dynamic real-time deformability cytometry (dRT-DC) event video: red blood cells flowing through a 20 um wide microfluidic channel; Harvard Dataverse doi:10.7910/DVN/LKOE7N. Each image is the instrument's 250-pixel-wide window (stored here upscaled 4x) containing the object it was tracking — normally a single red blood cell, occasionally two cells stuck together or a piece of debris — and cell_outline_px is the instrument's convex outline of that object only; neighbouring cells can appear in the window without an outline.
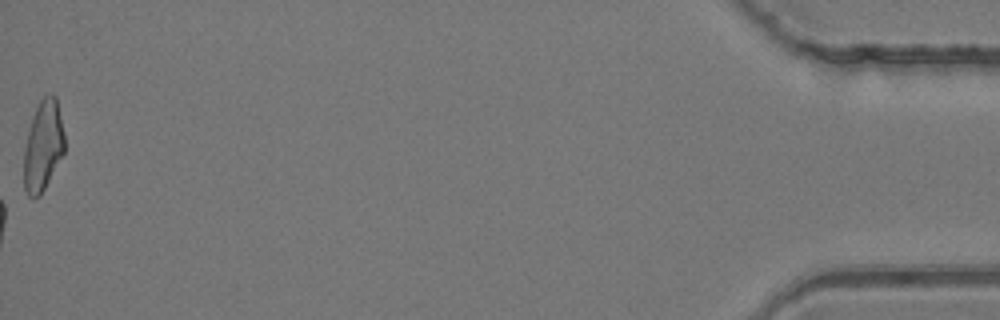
{"species": "common noctule bat (a hibernating species)", "species_latin": "Nyctalus noctula", "temperature_condition": "room temperature", "stored_images_in_passage": 49, "camera_frame_rate_fps": 3000, "um_per_image_px": 0.085, "animal": {"sex": "female", "body_mass_g": 24.6, "forearm_length_mm": 56.2}, "frame": {"image": 1, "passage_image": 49, "time_ms": 16.0, "image_size_px": [1000, 320], "cell_outline_px": [[64, 152], [40, 196], [28, 196], [24, 188], [24, 148], [32, 116], [40, 100], [44, 96], [52, 92], [56, 96], [64, 132]], "centroid_in_image_um": [3.66, 12.36], "position_along_channel_um": 431.5, "area_um2": 21.27}}